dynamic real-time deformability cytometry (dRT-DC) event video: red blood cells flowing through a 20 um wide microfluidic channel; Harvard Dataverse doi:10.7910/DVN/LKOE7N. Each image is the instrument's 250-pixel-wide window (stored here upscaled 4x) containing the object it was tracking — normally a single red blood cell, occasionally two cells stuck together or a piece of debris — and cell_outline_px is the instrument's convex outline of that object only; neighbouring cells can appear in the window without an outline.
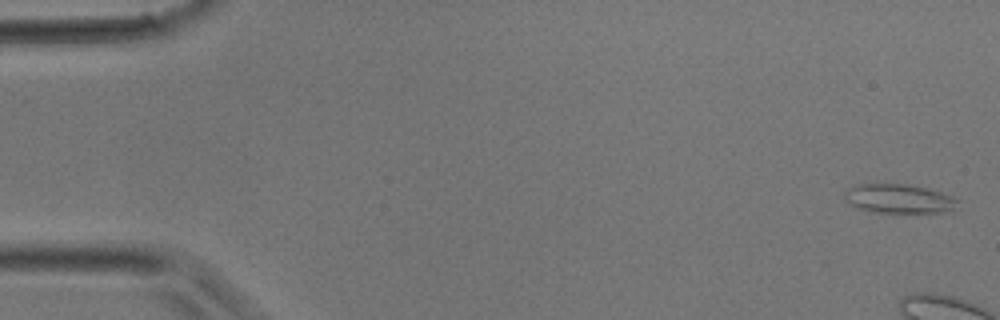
{"species": "common noctule bat (a hibernating species)", "species_latin": "Nyctalus noctula", "temperature_condition": "room temperature", "stored_images_in_passage": 6, "camera_frame_rate_fps": 3000, "um_per_image_px": 0.085, "animal": {"sex": "male", "body_mass_g": 17.9}, "frame": {"image": 1, "passage_image": 1, "time_ms": 0.0, "image_size_px": [1000, 320], "cell_outline_px": [[960, 200], [952, 212], [868, 212], [856, 208], [844, 196], [844, 188], [852, 184], [908, 184], [928, 188], [952, 196]], "centroid_in_image_um": [76.39, 16.88], "position_along_channel_um": 8.6, "area_um2": 19.48}}